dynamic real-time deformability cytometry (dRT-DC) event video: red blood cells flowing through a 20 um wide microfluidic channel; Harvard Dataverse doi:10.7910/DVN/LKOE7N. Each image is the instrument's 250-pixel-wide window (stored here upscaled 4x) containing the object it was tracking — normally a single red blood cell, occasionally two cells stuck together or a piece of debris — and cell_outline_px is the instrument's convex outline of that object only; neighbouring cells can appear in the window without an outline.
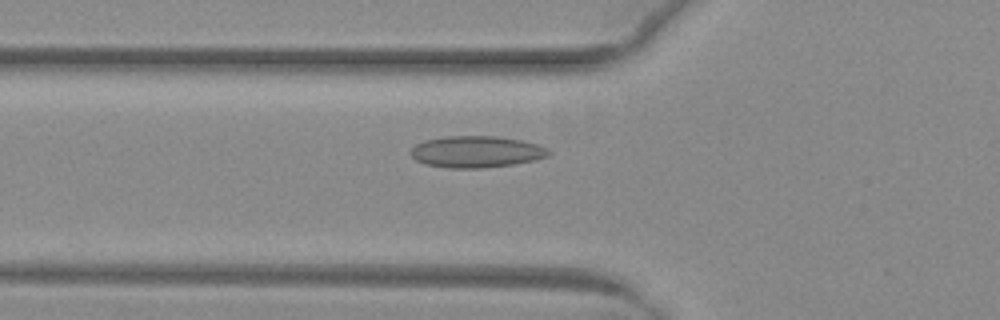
{"species": "common noctule bat (a hibernating species)", "species_latin": "Nyctalus noctula", "temperature_condition": "warm", "stored_images_in_passage": 53, "camera_frame_rate_fps": 3000, "um_per_image_px": 0.085, "animal": {"sex": "female", "body_mass_g": 29.2, "forearm_length_mm": 56.3}, "frame": {"image": 1, "passage_image": 20, "time_ms": 6.333, "image_size_px": [1000, 320], "cell_outline_px": [[552, 152], [548, 156], [536, 160], [512, 164], [480, 168], [452, 168], [424, 164], [416, 160], [408, 152], [416, 144], [424, 140], [448, 136], [496, 136], [520, 140], [536, 144], [548, 148]], "centroid_in_image_um": [40.48, 12.9], "position_along_channel_um": 85.3, "area_um2": 25.37}}
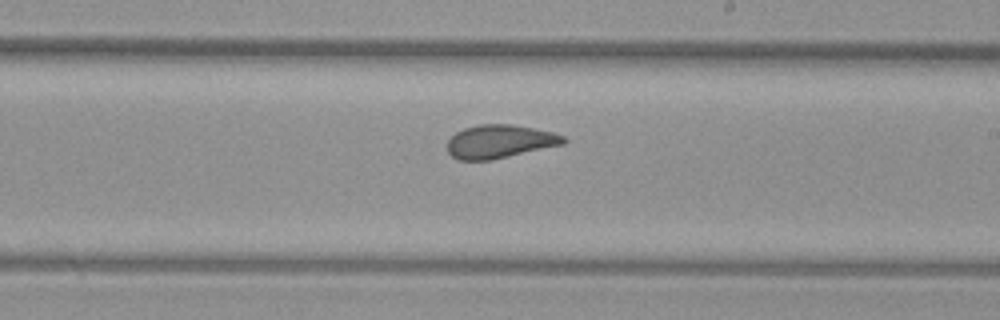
{"frame": {"image": 2, "passage_image": 32, "time_ms": 10.333, "image_size_px": [1000, 320], "cell_outline_px": [[568, 140], [564, 144], [492, 160], [456, 160], [448, 152], [448, 140], [456, 132], [464, 128], [480, 124], [512, 124], [552, 132], [564, 136]], "centroid_in_image_um": [42.47, 12.03], "position_along_channel_um": 246.5, "area_um2": 22.6}}
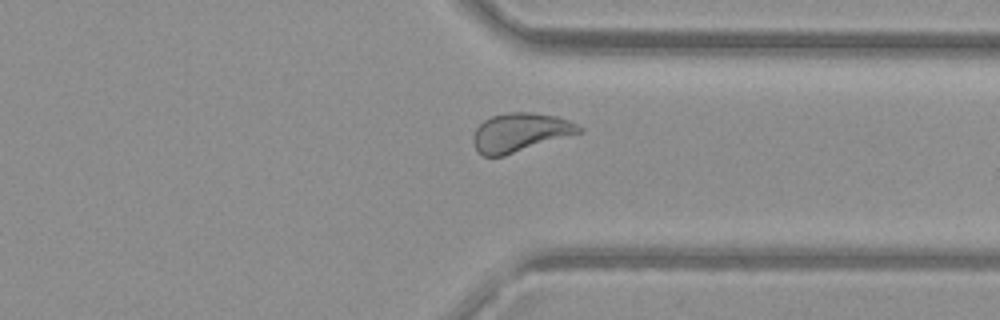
{"frame": {"image": 3, "passage_image": 41, "time_ms": 13.333, "image_size_px": [1000, 320], "cell_outline_px": [[584, 132], [504, 156], [484, 156], [476, 152], [472, 140], [476, 128], [484, 120], [492, 116], [508, 112], [532, 112], [556, 116], [568, 120], [584, 128]], "centroid_in_image_um": [44.23, 11.26], "position_along_channel_um": 367.2, "area_um2": 24.1}, "authors_computed_cell_mechanics": {"area_um2": 24.854, "velocity_mm_per_s": 4.0201, "shape_relaxation_time_tau1_ms": null, "shape_relaxation_time_tau2_ms": 1.2698, "deformation_change_tau1": null, "deformation_change_tau2": 0.067}}